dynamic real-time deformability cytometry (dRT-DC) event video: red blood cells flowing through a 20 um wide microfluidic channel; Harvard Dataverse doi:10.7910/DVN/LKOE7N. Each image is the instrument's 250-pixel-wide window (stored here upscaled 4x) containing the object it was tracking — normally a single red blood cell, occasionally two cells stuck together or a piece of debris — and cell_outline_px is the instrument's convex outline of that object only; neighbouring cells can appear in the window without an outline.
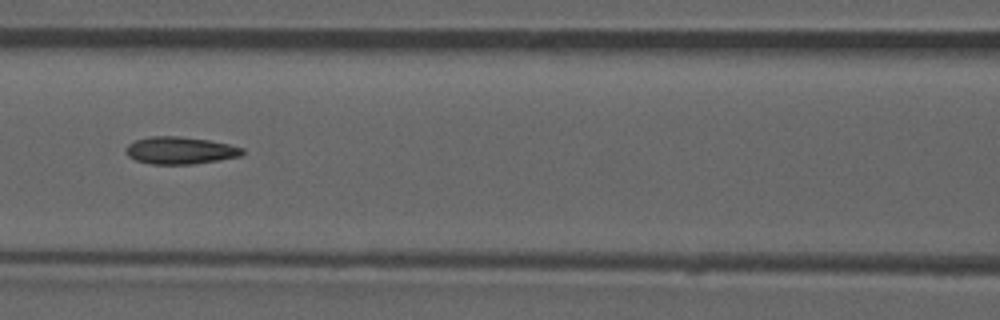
{"species": "common noctule bat (a hibernating species)", "species_latin": "Nyctalus noctula", "temperature_condition": "room temperature", "stored_images_in_passage": 52, "camera_frame_rate_fps": 3000, "um_per_image_px": 0.085, "animal": {"sex": "male", "forearm_length_mm": 52.5}, "frame": {"image": 1, "passage_image": 23, "time_ms": 7.333, "image_size_px": [1000, 320], "cell_outline_px": [[244, 152], [240, 156], [220, 160], [192, 164], [152, 164], [136, 160], [128, 156], [124, 152], [124, 148], [128, 144], [136, 140], [152, 136], [180, 136], [208, 140], [228, 144], [244, 148]], "centroid_in_image_um": [15.29, 12.79], "position_along_channel_um": 151.3, "area_um2": 18.55}, "authors_computed_cell_mechanics": {"area_um2": 18.2937, "velocity_mm_per_s": 3.9284, "shape_relaxation_time_tau1_ms": null, "shape_relaxation_time_tau2_ms": 2.9805, "deformation_change_tau1": null, "deformation_change_tau2": 0.1168}}